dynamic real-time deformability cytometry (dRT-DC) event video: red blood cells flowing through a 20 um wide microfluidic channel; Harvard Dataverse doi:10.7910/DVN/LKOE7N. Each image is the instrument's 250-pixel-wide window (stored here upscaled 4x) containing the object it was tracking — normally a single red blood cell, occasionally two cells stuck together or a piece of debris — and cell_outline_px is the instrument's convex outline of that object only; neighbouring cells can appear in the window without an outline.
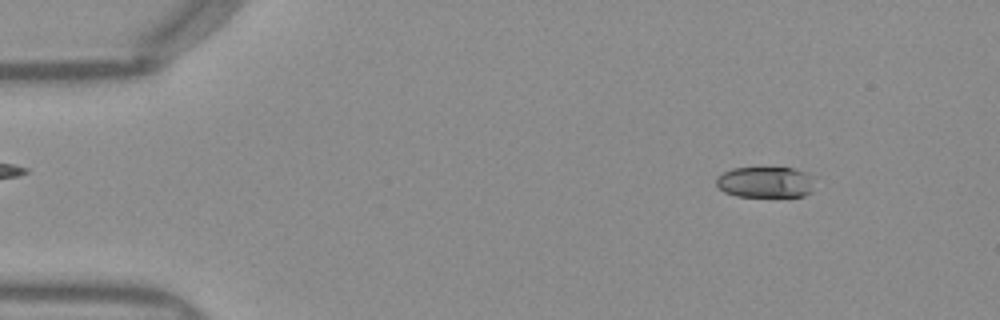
{"species": "Egyptian fruit bat (a non-hibernating species)", "species_latin": "Rousettus aegyptiacus", "temperature_condition": "warm", "stored_images_in_passage": 51, "camera_frame_rate_fps": 3000, "um_per_image_px": 0.085, "frame": {"image": 1, "passage_image": 6, "time_ms": 1.667, "image_size_px": [1000, 320], "cell_outline_px": [[812, 192], [804, 196], [736, 196], [724, 192], [716, 184], [716, 176], [732, 168], [792, 168], [804, 172], [808, 176]], "centroid_in_image_um": [64.97, 15.49], "position_along_channel_um": 20.0, "area_um2": 17.4}}
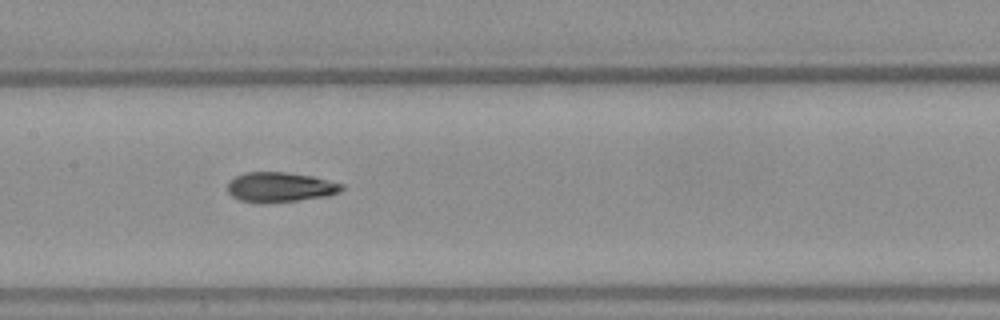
{"frame": {"image": 2, "passage_image": 25, "time_ms": 8.0, "image_size_px": [1000, 320], "cell_outline_px": [[344, 188], [340, 192], [328, 196], [296, 200], [260, 204], [240, 200], [232, 196], [228, 192], [228, 180], [244, 172], [284, 172], [312, 176], [344, 184]], "centroid_in_image_um": [23.79, 15.91], "position_along_channel_um": 183.6, "area_um2": 20.0}}
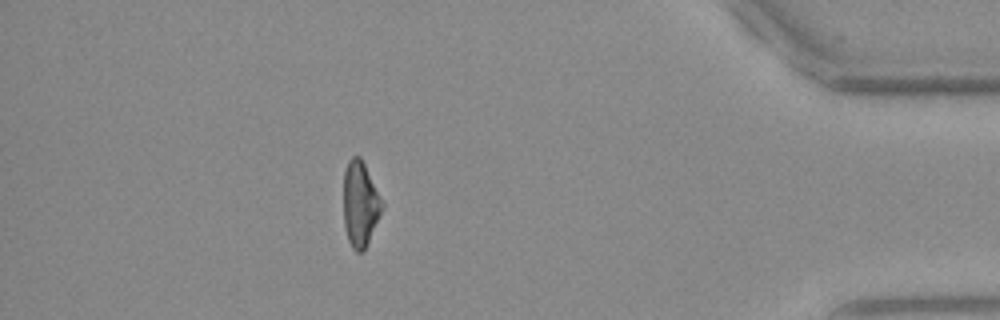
{"frame": {"image": 3, "passage_image": 45, "time_ms": 14.667, "image_size_px": [1000, 320], "cell_outline_px": [[384, 204], [364, 252], [356, 252], [352, 248], [348, 240], [344, 224], [344, 172], [348, 160], [352, 156], [360, 156]], "centroid_in_image_um": [30.6, 17.35], "position_along_channel_um": 404.6, "area_um2": 18.9}, "authors_computed_cell_mechanics": {"area_um2": 19.5364, "velocity_mm_per_s": 4.0002, "shape_relaxation_time_tau1_ms": 8.4527, "shape_relaxation_time_tau2_ms": 2.3074, "deformation_change_tau1": 0.2291, "deformation_change_tau2": 0.0957}}